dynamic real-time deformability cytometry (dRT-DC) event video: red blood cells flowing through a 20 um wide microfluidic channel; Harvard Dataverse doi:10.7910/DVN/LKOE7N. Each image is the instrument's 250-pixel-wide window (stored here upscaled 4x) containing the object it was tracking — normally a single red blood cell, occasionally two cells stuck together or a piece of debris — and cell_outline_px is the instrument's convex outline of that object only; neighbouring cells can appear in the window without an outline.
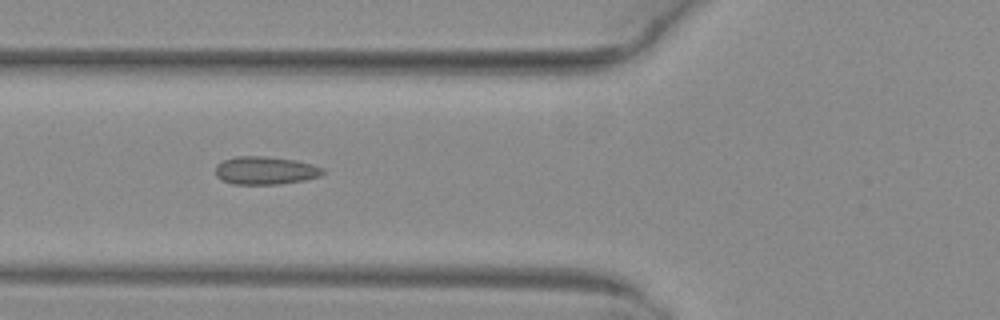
{"species": "common noctule bat (a hibernating species)", "species_latin": "Nyctalus noctula", "temperature_condition": "warm", "stored_images_in_passage": 4, "camera_frame_rate_fps": 3000, "um_per_image_px": 0.085, "animal": {"sex": "female", "body_mass_g": 29.2, "forearm_length_mm": 56.3}, "frame": {"image": 1, "passage_image": 3, "time_ms": 0.667, "image_size_px": [1000, 320], "cell_outline_px": [[324, 172], [320, 176], [304, 180], [280, 184], [232, 184], [220, 180], [216, 176], [216, 164], [224, 160], [236, 156], [264, 156], [296, 160], [312, 164], [324, 168]], "centroid_in_image_um": [22.54, 14.49], "position_along_channel_um": 103.3, "area_um2": 17.63}}
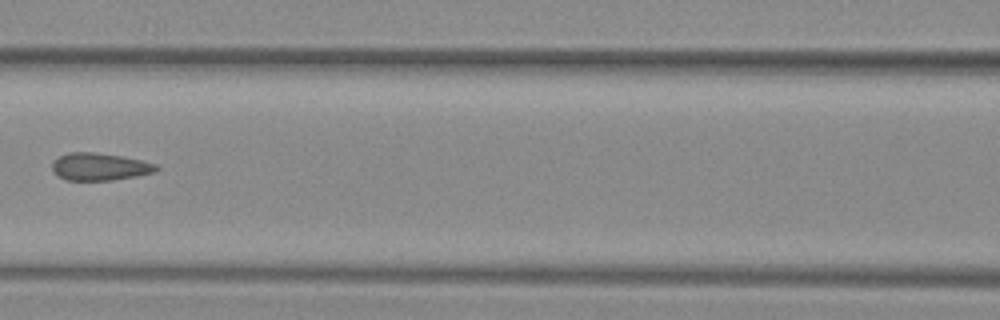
{"frame": {"image": 2, "passage_image": 4, "time_ms": 1.0, "image_size_px": [1000, 320], "cell_outline_px": [[160, 168], [152, 172], [136, 176], [112, 180], [68, 180], [60, 176], [52, 168], [52, 164], [60, 156], [68, 152], [92, 152], [120, 156], [140, 160], [156, 164]], "centroid_in_image_um": [8.48, 14.17], "position_along_channel_um": 158.1, "area_um2": 16.24}}